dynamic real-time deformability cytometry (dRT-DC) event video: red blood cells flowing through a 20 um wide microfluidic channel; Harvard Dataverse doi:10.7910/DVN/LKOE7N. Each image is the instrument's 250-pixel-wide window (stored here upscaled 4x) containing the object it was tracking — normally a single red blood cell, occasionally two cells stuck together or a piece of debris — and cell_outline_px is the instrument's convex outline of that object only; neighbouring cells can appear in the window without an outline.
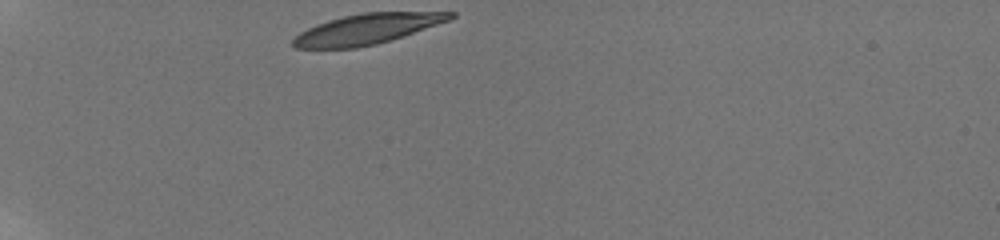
{"species": "human", "species_latin": "Homo sapiens", "temperature_condition": "room temperature", "stored_images_in_passage": 14, "camera_frame_rate_fps": 3000, "um_per_image_px": 0.085, "donor": {"sex": "male"}, "frame": {"image": 1, "passage_image": 1, "time_ms": 0.0, "image_size_px": [1000, 240], "cell_outline_px": [[456, 16], [452, 20], [376, 44], [356, 48], [296, 48], [292, 44], [292, 40], [300, 32], [316, 24], [328, 20], [344, 16], [364, 12], [456, 12]], "centroid_in_image_um": [31.21, 2.46], "position_along_channel_um": 53.8, "area_um2": 27.57}}
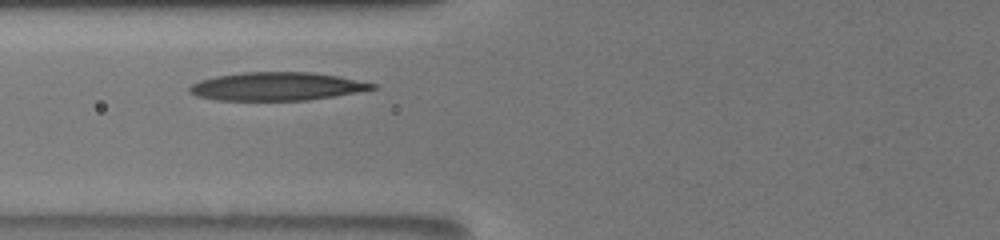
{"frame": {"image": 2, "passage_image": 6, "time_ms": 2.333, "image_size_px": [1000, 240], "cell_outline_px": [[376, 88], [356, 92], [308, 100], [216, 100], [196, 96], [188, 92], [188, 88], [192, 84], [200, 80], [216, 76], [240, 72], [312, 72], [336, 76], [376, 84]], "centroid_in_image_um": [23.45, 7.34], "position_along_channel_um": 102.4, "area_um2": 29.88}}
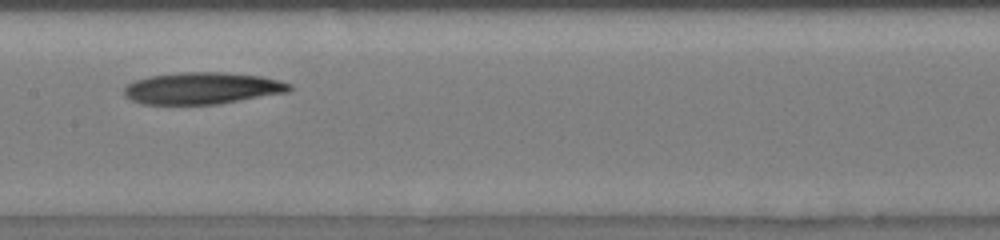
{"frame": {"image": 3, "passage_image": 13, "time_ms": 4.667, "image_size_px": [1000, 240], "cell_outline_px": [[292, 88], [288, 92], [220, 104], [140, 104], [124, 96], [124, 88], [128, 84], [136, 80], [148, 76], [184, 72], [224, 72], [260, 76], [280, 80], [292, 84]], "centroid_in_image_um": [17.2, 7.5], "position_along_channel_um": 190.2, "area_um2": 30.75}}